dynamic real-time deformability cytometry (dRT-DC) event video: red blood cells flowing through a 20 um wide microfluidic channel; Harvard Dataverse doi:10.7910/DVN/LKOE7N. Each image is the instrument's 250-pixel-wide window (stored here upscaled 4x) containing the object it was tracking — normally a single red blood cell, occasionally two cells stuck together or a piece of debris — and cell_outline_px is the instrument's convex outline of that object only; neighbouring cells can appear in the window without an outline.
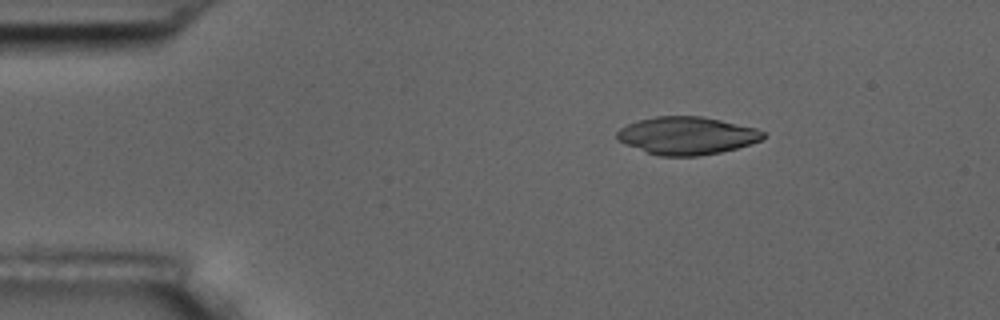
{"species": "common noctule bat (a hibernating species)", "species_latin": "Nyctalus noctula", "temperature_condition": "room temperature", "stored_images_in_passage": 4, "camera_frame_rate_fps": 3000, "um_per_image_px": 0.085, "animal": {"sex": "male", "body_mass_g": 17.5, "forearm_length_mm": 52.3}, "frame": {"image": 1, "passage_image": 2, "time_ms": 1.0, "image_size_px": [1000, 320], "cell_outline_px": [[764, 136], [760, 140], [736, 148], [720, 152], [700, 156], [660, 156], [624, 144], [616, 140], [616, 132], [620, 128], [636, 120], [656, 116], [700, 116], [720, 120], [756, 128], [764, 132]], "centroid_in_image_um": [58.33, 11.52], "position_along_channel_um": 26.7, "area_um2": 32.02}}